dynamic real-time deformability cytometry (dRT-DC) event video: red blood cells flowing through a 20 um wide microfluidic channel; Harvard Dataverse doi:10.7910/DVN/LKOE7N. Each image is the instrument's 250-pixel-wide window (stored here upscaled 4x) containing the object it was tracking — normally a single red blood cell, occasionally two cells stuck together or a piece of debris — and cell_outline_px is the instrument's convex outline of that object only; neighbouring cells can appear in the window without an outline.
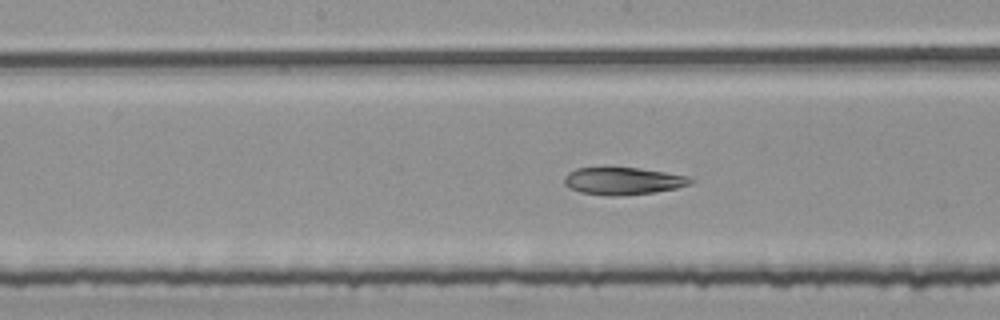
{"species": "common noctule bat (a hibernating species)", "species_latin": "Nyctalus noctula", "temperature_condition": "room temperature", "stored_images_in_passage": 50, "segment_of_instrument_passage": [2, 2], "camera_frame_rate_fps": 3000, "um_per_image_px": 0.085, "animal": {"sex": "female", "body_mass_g": 25.1}, "frame": {"image": 1, "passage_image": 25, "time_ms": 8.0, "image_size_px": [1000, 320], "cell_outline_px": [[696, 180], [688, 184], [676, 188], [656, 192], [620, 196], [608, 196], [580, 192], [568, 188], [564, 184], [564, 176], [568, 172], [576, 168], [640, 168], [688, 176]], "centroid_in_image_um": [52.93, 15.39], "position_along_channel_um": 195.3, "area_um2": 20.17}}
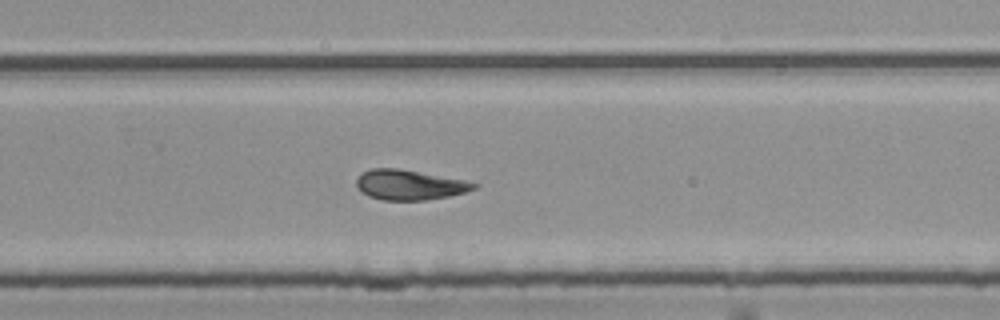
{"frame": {"image": 2, "passage_image": 33, "time_ms": 10.667, "image_size_px": [1000, 320], "cell_outline_px": [[476, 188], [464, 192], [448, 196], [424, 200], [380, 200], [368, 196], [356, 184], [356, 180], [360, 172], [372, 168], [400, 168], [464, 180], [476, 184]], "centroid_in_image_um": [34.75, 15.7], "position_along_channel_um": 295.0, "area_um2": 20.4}}
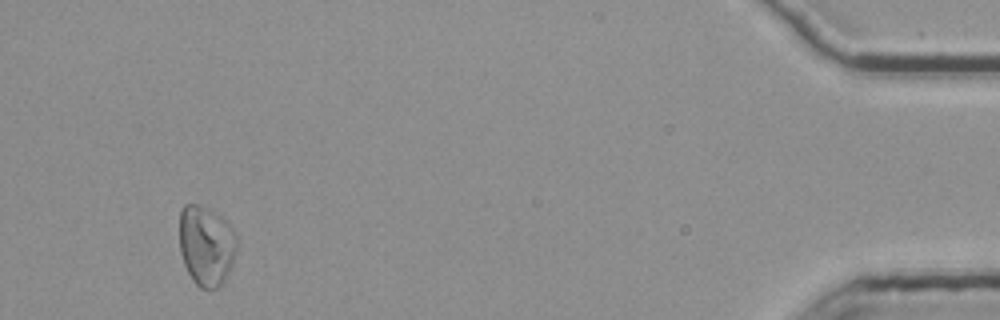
{"frame": {"image": 3, "passage_image": 49, "time_ms": 16.0, "image_size_px": [1000, 320], "cell_outline_px": [[236, 252], [228, 272], [224, 280], [216, 288], [208, 292], [200, 288], [192, 280], [184, 264], [180, 252], [180, 212], [184, 204], [196, 204], [212, 208], [232, 228], [236, 236]], "centroid_in_image_um": [17.52, 20.87], "position_along_channel_um": 417.7, "area_um2": 26.93}}